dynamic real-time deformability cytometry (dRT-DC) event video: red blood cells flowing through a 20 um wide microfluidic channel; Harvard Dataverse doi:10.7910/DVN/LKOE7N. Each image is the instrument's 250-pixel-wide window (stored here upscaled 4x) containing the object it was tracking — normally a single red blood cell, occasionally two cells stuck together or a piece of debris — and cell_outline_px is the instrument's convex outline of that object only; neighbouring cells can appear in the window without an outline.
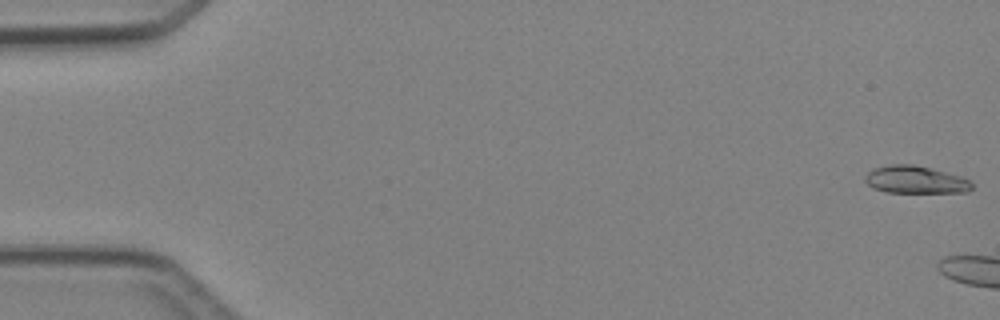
{"species": "Egyptian fruit bat (a non-hibernating species)", "species_latin": "Rousettus aegyptiacus", "temperature_condition": "cold", "stored_images_in_passage": 6, "camera_frame_rate_fps": 3000, "um_per_image_px": 0.085, "animal": {"sex": "female"}, "frame": {"image": 1, "passage_image": 1, "time_ms": 0.0, "image_size_px": [1000, 320], "cell_outline_px": [[972, 188], [968, 192], [888, 192], [872, 188], [864, 180], [864, 176], [872, 168], [888, 164], [912, 164], [932, 168], [960, 176], [972, 180]], "centroid_in_image_um": [77.8, 15.26], "position_along_channel_um": 7.2, "area_um2": 17.28}}